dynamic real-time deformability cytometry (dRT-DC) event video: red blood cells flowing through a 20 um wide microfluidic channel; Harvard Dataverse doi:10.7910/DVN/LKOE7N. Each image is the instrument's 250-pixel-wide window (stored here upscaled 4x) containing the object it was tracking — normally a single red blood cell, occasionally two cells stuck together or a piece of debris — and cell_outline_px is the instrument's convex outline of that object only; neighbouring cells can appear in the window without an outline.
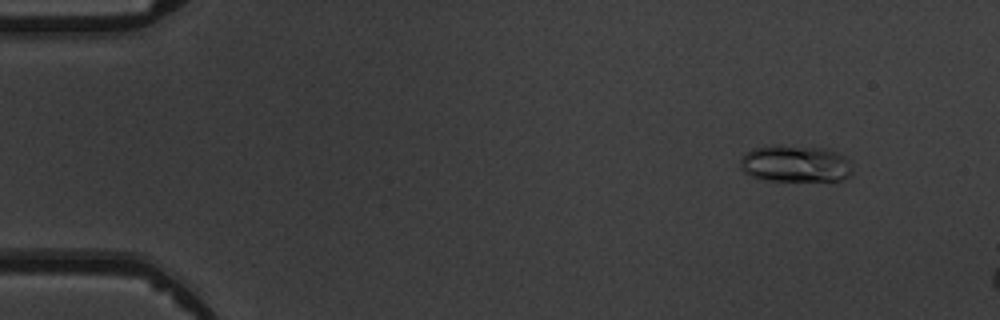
{"species": "common noctule bat (a hibernating species)", "species_latin": "Nyctalus noctula", "temperature_condition": "warm", "stored_images_in_passage": 4, "camera_frame_rate_fps": 3000, "um_per_image_px": 0.085, "animal": {"sex": "male", "body_mass_g": 19.5, "forearm_length_mm": 54.6}, "frame": {"image": 1, "passage_image": 2, "time_ms": 1.333, "image_size_px": [1000, 320], "cell_outline_px": [[852, 172], [844, 180], [764, 180], [752, 176], [744, 172], [740, 168], [740, 160], [752, 148], [824, 148], [836, 152], [844, 156], [848, 160]], "centroid_in_image_um": [67.62, 13.96], "position_along_channel_um": 17.4, "area_um2": 23.0}}